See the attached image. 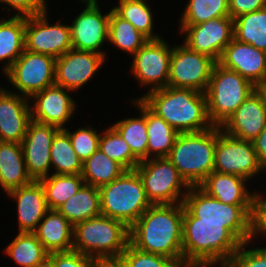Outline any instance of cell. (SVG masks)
Returning <instances> with one entry per match:
<instances>
[{
    "label": "cell",
    "instance_id": "6da1fadb",
    "mask_svg": "<svg viewBox=\"0 0 266 267\" xmlns=\"http://www.w3.org/2000/svg\"><path fill=\"white\" fill-rule=\"evenodd\" d=\"M183 203L151 205L129 228L136 249L170 257L183 266Z\"/></svg>",
    "mask_w": 266,
    "mask_h": 267
},
{
    "label": "cell",
    "instance_id": "7a4b0ae2",
    "mask_svg": "<svg viewBox=\"0 0 266 267\" xmlns=\"http://www.w3.org/2000/svg\"><path fill=\"white\" fill-rule=\"evenodd\" d=\"M183 267H225L242 243L224 223H197L183 204Z\"/></svg>",
    "mask_w": 266,
    "mask_h": 267
},
{
    "label": "cell",
    "instance_id": "3957f363",
    "mask_svg": "<svg viewBox=\"0 0 266 267\" xmlns=\"http://www.w3.org/2000/svg\"><path fill=\"white\" fill-rule=\"evenodd\" d=\"M139 99L178 133L200 132L214 126L209 120L203 92L166 86Z\"/></svg>",
    "mask_w": 266,
    "mask_h": 267
},
{
    "label": "cell",
    "instance_id": "277c9868",
    "mask_svg": "<svg viewBox=\"0 0 266 267\" xmlns=\"http://www.w3.org/2000/svg\"><path fill=\"white\" fill-rule=\"evenodd\" d=\"M219 127L179 133L167 156L190 186H198L214 170Z\"/></svg>",
    "mask_w": 266,
    "mask_h": 267
},
{
    "label": "cell",
    "instance_id": "5b68a950",
    "mask_svg": "<svg viewBox=\"0 0 266 267\" xmlns=\"http://www.w3.org/2000/svg\"><path fill=\"white\" fill-rule=\"evenodd\" d=\"M129 244V228L103 215L73 226V250L93 259L119 258Z\"/></svg>",
    "mask_w": 266,
    "mask_h": 267
},
{
    "label": "cell",
    "instance_id": "8992f818",
    "mask_svg": "<svg viewBox=\"0 0 266 267\" xmlns=\"http://www.w3.org/2000/svg\"><path fill=\"white\" fill-rule=\"evenodd\" d=\"M101 215L123 222L130 228L151 206L143 181L136 170L99 187Z\"/></svg>",
    "mask_w": 266,
    "mask_h": 267
},
{
    "label": "cell",
    "instance_id": "52a82bcc",
    "mask_svg": "<svg viewBox=\"0 0 266 267\" xmlns=\"http://www.w3.org/2000/svg\"><path fill=\"white\" fill-rule=\"evenodd\" d=\"M256 89L239 73L216 62L205 92L211 123L221 127Z\"/></svg>",
    "mask_w": 266,
    "mask_h": 267
},
{
    "label": "cell",
    "instance_id": "ba28073f",
    "mask_svg": "<svg viewBox=\"0 0 266 267\" xmlns=\"http://www.w3.org/2000/svg\"><path fill=\"white\" fill-rule=\"evenodd\" d=\"M184 206L197 218V223H224L241 243L249 242L252 206L221 203L198 186H191Z\"/></svg>",
    "mask_w": 266,
    "mask_h": 267
},
{
    "label": "cell",
    "instance_id": "9c48e42d",
    "mask_svg": "<svg viewBox=\"0 0 266 267\" xmlns=\"http://www.w3.org/2000/svg\"><path fill=\"white\" fill-rule=\"evenodd\" d=\"M135 170L151 205L183 203L191 187L167 157L143 160Z\"/></svg>",
    "mask_w": 266,
    "mask_h": 267
},
{
    "label": "cell",
    "instance_id": "30bf717a",
    "mask_svg": "<svg viewBox=\"0 0 266 267\" xmlns=\"http://www.w3.org/2000/svg\"><path fill=\"white\" fill-rule=\"evenodd\" d=\"M55 69L54 57L24 49L4 75L18 89L14 93L30 98L34 93L55 84Z\"/></svg>",
    "mask_w": 266,
    "mask_h": 267
},
{
    "label": "cell",
    "instance_id": "8fae6325",
    "mask_svg": "<svg viewBox=\"0 0 266 267\" xmlns=\"http://www.w3.org/2000/svg\"><path fill=\"white\" fill-rule=\"evenodd\" d=\"M216 61L190 50L186 45L173 46L167 86L205 93Z\"/></svg>",
    "mask_w": 266,
    "mask_h": 267
},
{
    "label": "cell",
    "instance_id": "7c38bea8",
    "mask_svg": "<svg viewBox=\"0 0 266 267\" xmlns=\"http://www.w3.org/2000/svg\"><path fill=\"white\" fill-rule=\"evenodd\" d=\"M263 170L265 168L257 158L253 142L230 136L219 127L213 171L251 180Z\"/></svg>",
    "mask_w": 266,
    "mask_h": 267
},
{
    "label": "cell",
    "instance_id": "4fadbf2b",
    "mask_svg": "<svg viewBox=\"0 0 266 267\" xmlns=\"http://www.w3.org/2000/svg\"><path fill=\"white\" fill-rule=\"evenodd\" d=\"M47 15L46 10L25 17V49L57 59L72 49L70 26L61 21L50 25Z\"/></svg>",
    "mask_w": 266,
    "mask_h": 267
},
{
    "label": "cell",
    "instance_id": "5bb4252c",
    "mask_svg": "<svg viewBox=\"0 0 266 267\" xmlns=\"http://www.w3.org/2000/svg\"><path fill=\"white\" fill-rule=\"evenodd\" d=\"M179 27L181 34H185L184 45L216 62H219L225 47L234 39V20L230 16Z\"/></svg>",
    "mask_w": 266,
    "mask_h": 267
},
{
    "label": "cell",
    "instance_id": "9a60e30c",
    "mask_svg": "<svg viewBox=\"0 0 266 267\" xmlns=\"http://www.w3.org/2000/svg\"><path fill=\"white\" fill-rule=\"evenodd\" d=\"M173 47L163 40H148L134 55L131 73L148 92L168 84L169 64Z\"/></svg>",
    "mask_w": 266,
    "mask_h": 267
},
{
    "label": "cell",
    "instance_id": "2e32d148",
    "mask_svg": "<svg viewBox=\"0 0 266 267\" xmlns=\"http://www.w3.org/2000/svg\"><path fill=\"white\" fill-rule=\"evenodd\" d=\"M85 9L75 17L70 26L72 48L106 56L101 46L108 41L110 11L103 14L98 0H80Z\"/></svg>",
    "mask_w": 266,
    "mask_h": 267
},
{
    "label": "cell",
    "instance_id": "e0dca14e",
    "mask_svg": "<svg viewBox=\"0 0 266 267\" xmlns=\"http://www.w3.org/2000/svg\"><path fill=\"white\" fill-rule=\"evenodd\" d=\"M60 129L53 125L31 120L21 145L26 169L32 180L39 181L50 175L51 143Z\"/></svg>",
    "mask_w": 266,
    "mask_h": 267
},
{
    "label": "cell",
    "instance_id": "ac0fdd59",
    "mask_svg": "<svg viewBox=\"0 0 266 267\" xmlns=\"http://www.w3.org/2000/svg\"><path fill=\"white\" fill-rule=\"evenodd\" d=\"M106 57L95 52L69 49L56 59L55 85L77 91L102 67Z\"/></svg>",
    "mask_w": 266,
    "mask_h": 267
},
{
    "label": "cell",
    "instance_id": "d6986e66",
    "mask_svg": "<svg viewBox=\"0 0 266 267\" xmlns=\"http://www.w3.org/2000/svg\"><path fill=\"white\" fill-rule=\"evenodd\" d=\"M68 92L70 90L54 84L34 93L29 98L34 102L30 107L31 120L65 129L76 111V102Z\"/></svg>",
    "mask_w": 266,
    "mask_h": 267
},
{
    "label": "cell",
    "instance_id": "ffe728a7",
    "mask_svg": "<svg viewBox=\"0 0 266 267\" xmlns=\"http://www.w3.org/2000/svg\"><path fill=\"white\" fill-rule=\"evenodd\" d=\"M266 126V102L257 88L221 126L226 134L253 142Z\"/></svg>",
    "mask_w": 266,
    "mask_h": 267
},
{
    "label": "cell",
    "instance_id": "44dd1931",
    "mask_svg": "<svg viewBox=\"0 0 266 267\" xmlns=\"http://www.w3.org/2000/svg\"><path fill=\"white\" fill-rule=\"evenodd\" d=\"M225 68L239 73L257 88L266 83V52L233 39L219 60Z\"/></svg>",
    "mask_w": 266,
    "mask_h": 267
},
{
    "label": "cell",
    "instance_id": "7402d4cb",
    "mask_svg": "<svg viewBox=\"0 0 266 267\" xmlns=\"http://www.w3.org/2000/svg\"><path fill=\"white\" fill-rule=\"evenodd\" d=\"M29 98L10 92L0 91V142H22L31 121Z\"/></svg>",
    "mask_w": 266,
    "mask_h": 267
},
{
    "label": "cell",
    "instance_id": "603a6c76",
    "mask_svg": "<svg viewBox=\"0 0 266 267\" xmlns=\"http://www.w3.org/2000/svg\"><path fill=\"white\" fill-rule=\"evenodd\" d=\"M6 194L17 202L18 232H34L50 210L41 182L33 180L31 183L13 189Z\"/></svg>",
    "mask_w": 266,
    "mask_h": 267
},
{
    "label": "cell",
    "instance_id": "cb8c5ba5",
    "mask_svg": "<svg viewBox=\"0 0 266 267\" xmlns=\"http://www.w3.org/2000/svg\"><path fill=\"white\" fill-rule=\"evenodd\" d=\"M248 180L233 174H222L213 171L198 187L207 195L221 203L252 206L253 192L247 189Z\"/></svg>",
    "mask_w": 266,
    "mask_h": 267
},
{
    "label": "cell",
    "instance_id": "d4e9b609",
    "mask_svg": "<svg viewBox=\"0 0 266 267\" xmlns=\"http://www.w3.org/2000/svg\"><path fill=\"white\" fill-rule=\"evenodd\" d=\"M33 233L49 254L73 250V225L57 210H49Z\"/></svg>",
    "mask_w": 266,
    "mask_h": 267
},
{
    "label": "cell",
    "instance_id": "484cf974",
    "mask_svg": "<svg viewBox=\"0 0 266 267\" xmlns=\"http://www.w3.org/2000/svg\"><path fill=\"white\" fill-rule=\"evenodd\" d=\"M22 145L15 142H0V186L8 193L31 183Z\"/></svg>",
    "mask_w": 266,
    "mask_h": 267
},
{
    "label": "cell",
    "instance_id": "4316f807",
    "mask_svg": "<svg viewBox=\"0 0 266 267\" xmlns=\"http://www.w3.org/2000/svg\"><path fill=\"white\" fill-rule=\"evenodd\" d=\"M133 104L146 116L148 159L167 157L179 133L154 113L141 99H134Z\"/></svg>",
    "mask_w": 266,
    "mask_h": 267
},
{
    "label": "cell",
    "instance_id": "83f0119b",
    "mask_svg": "<svg viewBox=\"0 0 266 267\" xmlns=\"http://www.w3.org/2000/svg\"><path fill=\"white\" fill-rule=\"evenodd\" d=\"M73 226L101 215L99 187L83 184L81 188L56 209Z\"/></svg>",
    "mask_w": 266,
    "mask_h": 267
},
{
    "label": "cell",
    "instance_id": "f1b7e54d",
    "mask_svg": "<svg viewBox=\"0 0 266 267\" xmlns=\"http://www.w3.org/2000/svg\"><path fill=\"white\" fill-rule=\"evenodd\" d=\"M25 16L13 15L0 20V61L6 72L25 49ZM8 60V61H7ZM7 61V62H6Z\"/></svg>",
    "mask_w": 266,
    "mask_h": 267
},
{
    "label": "cell",
    "instance_id": "f546056e",
    "mask_svg": "<svg viewBox=\"0 0 266 267\" xmlns=\"http://www.w3.org/2000/svg\"><path fill=\"white\" fill-rule=\"evenodd\" d=\"M126 171L120 163L98 149L82 163L81 175L85 184L100 187L119 178Z\"/></svg>",
    "mask_w": 266,
    "mask_h": 267
},
{
    "label": "cell",
    "instance_id": "4dcf8cb0",
    "mask_svg": "<svg viewBox=\"0 0 266 267\" xmlns=\"http://www.w3.org/2000/svg\"><path fill=\"white\" fill-rule=\"evenodd\" d=\"M233 20L234 39L266 52V7Z\"/></svg>",
    "mask_w": 266,
    "mask_h": 267
},
{
    "label": "cell",
    "instance_id": "1f68e13d",
    "mask_svg": "<svg viewBox=\"0 0 266 267\" xmlns=\"http://www.w3.org/2000/svg\"><path fill=\"white\" fill-rule=\"evenodd\" d=\"M4 251L21 267H33L49 256L33 232H18Z\"/></svg>",
    "mask_w": 266,
    "mask_h": 267
},
{
    "label": "cell",
    "instance_id": "d6a6232c",
    "mask_svg": "<svg viewBox=\"0 0 266 267\" xmlns=\"http://www.w3.org/2000/svg\"><path fill=\"white\" fill-rule=\"evenodd\" d=\"M149 39L110 9L108 41L133 56Z\"/></svg>",
    "mask_w": 266,
    "mask_h": 267
},
{
    "label": "cell",
    "instance_id": "836d02e7",
    "mask_svg": "<svg viewBox=\"0 0 266 267\" xmlns=\"http://www.w3.org/2000/svg\"><path fill=\"white\" fill-rule=\"evenodd\" d=\"M50 155L51 167L55 169L53 174H81L82 161L75 153L69 135L63 129H60L53 137Z\"/></svg>",
    "mask_w": 266,
    "mask_h": 267
},
{
    "label": "cell",
    "instance_id": "e575fe53",
    "mask_svg": "<svg viewBox=\"0 0 266 267\" xmlns=\"http://www.w3.org/2000/svg\"><path fill=\"white\" fill-rule=\"evenodd\" d=\"M44 188L48 208L56 210L66 200L72 197L84 184L81 174H52L39 180Z\"/></svg>",
    "mask_w": 266,
    "mask_h": 267
},
{
    "label": "cell",
    "instance_id": "d590c367",
    "mask_svg": "<svg viewBox=\"0 0 266 267\" xmlns=\"http://www.w3.org/2000/svg\"><path fill=\"white\" fill-rule=\"evenodd\" d=\"M146 0H119V6L112 9L123 19L129 21L139 32L149 40L162 38L153 33V13Z\"/></svg>",
    "mask_w": 266,
    "mask_h": 267
},
{
    "label": "cell",
    "instance_id": "8d00e7d4",
    "mask_svg": "<svg viewBox=\"0 0 266 267\" xmlns=\"http://www.w3.org/2000/svg\"><path fill=\"white\" fill-rule=\"evenodd\" d=\"M139 117L119 120L112 125L130 146L131 152L140 160L148 159V135L146 116L141 112Z\"/></svg>",
    "mask_w": 266,
    "mask_h": 267
},
{
    "label": "cell",
    "instance_id": "74e56055",
    "mask_svg": "<svg viewBox=\"0 0 266 267\" xmlns=\"http://www.w3.org/2000/svg\"><path fill=\"white\" fill-rule=\"evenodd\" d=\"M98 149L110 159L120 163L127 171L135 170L141 162L113 126L102 131Z\"/></svg>",
    "mask_w": 266,
    "mask_h": 267
},
{
    "label": "cell",
    "instance_id": "f35d334b",
    "mask_svg": "<svg viewBox=\"0 0 266 267\" xmlns=\"http://www.w3.org/2000/svg\"><path fill=\"white\" fill-rule=\"evenodd\" d=\"M228 0H189L180 17V25H197L229 15Z\"/></svg>",
    "mask_w": 266,
    "mask_h": 267
},
{
    "label": "cell",
    "instance_id": "ab89813d",
    "mask_svg": "<svg viewBox=\"0 0 266 267\" xmlns=\"http://www.w3.org/2000/svg\"><path fill=\"white\" fill-rule=\"evenodd\" d=\"M119 259L125 267H183L175 259L140 251L130 243Z\"/></svg>",
    "mask_w": 266,
    "mask_h": 267
},
{
    "label": "cell",
    "instance_id": "60d3db41",
    "mask_svg": "<svg viewBox=\"0 0 266 267\" xmlns=\"http://www.w3.org/2000/svg\"><path fill=\"white\" fill-rule=\"evenodd\" d=\"M63 130L69 135L71 145L82 163L98 150L101 133L94 128L80 127L73 133L66 128Z\"/></svg>",
    "mask_w": 266,
    "mask_h": 267
},
{
    "label": "cell",
    "instance_id": "b9f144b4",
    "mask_svg": "<svg viewBox=\"0 0 266 267\" xmlns=\"http://www.w3.org/2000/svg\"><path fill=\"white\" fill-rule=\"evenodd\" d=\"M249 243H242L225 267H266V247L247 249Z\"/></svg>",
    "mask_w": 266,
    "mask_h": 267
},
{
    "label": "cell",
    "instance_id": "7bdbcfd3",
    "mask_svg": "<svg viewBox=\"0 0 266 267\" xmlns=\"http://www.w3.org/2000/svg\"><path fill=\"white\" fill-rule=\"evenodd\" d=\"M258 234H266V198L262 196V193L254 192L250 217L249 242L258 237Z\"/></svg>",
    "mask_w": 266,
    "mask_h": 267
},
{
    "label": "cell",
    "instance_id": "ee69618b",
    "mask_svg": "<svg viewBox=\"0 0 266 267\" xmlns=\"http://www.w3.org/2000/svg\"><path fill=\"white\" fill-rule=\"evenodd\" d=\"M52 267H92L93 258L75 250L50 253Z\"/></svg>",
    "mask_w": 266,
    "mask_h": 267
},
{
    "label": "cell",
    "instance_id": "f6af8a7d",
    "mask_svg": "<svg viewBox=\"0 0 266 267\" xmlns=\"http://www.w3.org/2000/svg\"><path fill=\"white\" fill-rule=\"evenodd\" d=\"M0 3L8 5V8L3 7L8 12L10 9H15L18 12L14 15L25 17L37 15L48 9L46 0H0Z\"/></svg>",
    "mask_w": 266,
    "mask_h": 267
},
{
    "label": "cell",
    "instance_id": "bcb514c9",
    "mask_svg": "<svg viewBox=\"0 0 266 267\" xmlns=\"http://www.w3.org/2000/svg\"><path fill=\"white\" fill-rule=\"evenodd\" d=\"M229 15L232 19L266 7V0H228Z\"/></svg>",
    "mask_w": 266,
    "mask_h": 267
},
{
    "label": "cell",
    "instance_id": "7dc6e473",
    "mask_svg": "<svg viewBox=\"0 0 266 267\" xmlns=\"http://www.w3.org/2000/svg\"><path fill=\"white\" fill-rule=\"evenodd\" d=\"M253 144L259 162L266 169V126L253 141Z\"/></svg>",
    "mask_w": 266,
    "mask_h": 267
},
{
    "label": "cell",
    "instance_id": "c3c4849f",
    "mask_svg": "<svg viewBox=\"0 0 266 267\" xmlns=\"http://www.w3.org/2000/svg\"><path fill=\"white\" fill-rule=\"evenodd\" d=\"M92 267H125L119 258L94 259Z\"/></svg>",
    "mask_w": 266,
    "mask_h": 267
},
{
    "label": "cell",
    "instance_id": "681fc988",
    "mask_svg": "<svg viewBox=\"0 0 266 267\" xmlns=\"http://www.w3.org/2000/svg\"><path fill=\"white\" fill-rule=\"evenodd\" d=\"M33 267H52L49 256L46 260H44L43 262H41L39 264L34 265Z\"/></svg>",
    "mask_w": 266,
    "mask_h": 267
},
{
    "label": "cell",
    "instance_id": "f907efd6",
    "mask_svg": "<svg viewBox=\"0 0 266 267\" xmlns=\"http://www.w3.org/2000/svg\"><path fill=\"white\" fill-rule=\"evenodd\" d=\"M258 89L261 91V93L264 96L265 102H266V83L264 85H261L258 87Z\"/></svg>",
    "mask_w": 266,
    "mask_h": 267
}]
</instances>
